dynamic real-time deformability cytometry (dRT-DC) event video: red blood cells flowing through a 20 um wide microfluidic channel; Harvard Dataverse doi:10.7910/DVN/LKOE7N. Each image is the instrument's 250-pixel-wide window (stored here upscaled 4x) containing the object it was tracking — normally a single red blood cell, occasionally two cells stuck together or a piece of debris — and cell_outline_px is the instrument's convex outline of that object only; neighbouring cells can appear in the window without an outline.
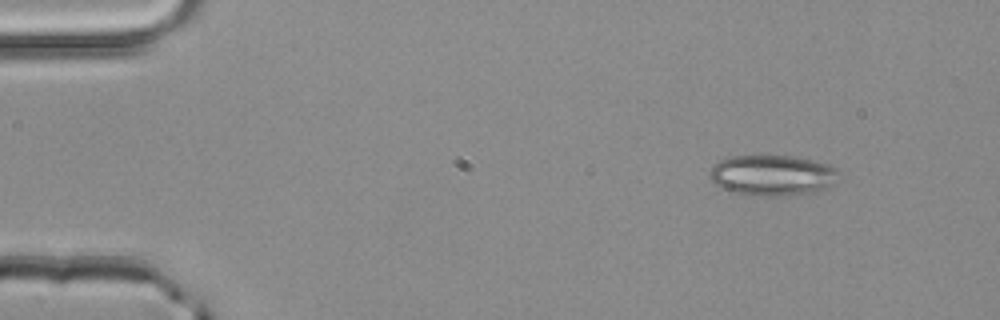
{"species": "common noctule bat (a hibernating species)", "species_latin": "Nyctalus noctula", "temperature_condition": "room temperature", "stored_images_in_passage": 3, "camera_frame_rate_fps": 3000, "um_per_image_px": 0.085, "animal": {"sex": "male", "body_mass_g": 20.4}, "frame": {"image": 1, "passage_image": 1, "time_ms": 0.0, "image_size_px": [1000, 320], "cell_outline_px": [[840, 172], [832, 184], [828, 188], [812, 192], [780, 196], [752, 196], [732, 192], [716, 184], [712, 180], [708, 172], [720, 160], [728, 156], [792, 156], [824, 164]], "centroid_in_image_um": [65.6, 14.91], "position_along_channel_um": 19.4, "area_um2": 30.17}}
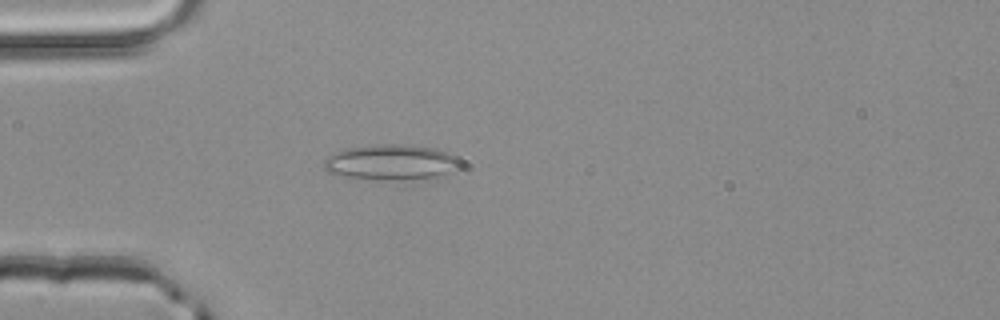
{"frame": {"image": 2, "passage_image": 3, "time_ms": 0.667, "image_size_px": [1000, 320], "cell_outline_px": [[460, 160], [456, 168], [436, 176], [412, 180], [380, 180], [340, 176], [328, 172], [324, 168], [324, 160], [328, 156], [336, 152], [348, 148], [388, 144], [412, 144], [432, 148], [456, 156]], "centroid_in_image_um": [33.19, 13.8], "position_along_channel_um": 51.8, "area_um2": 27.86}}